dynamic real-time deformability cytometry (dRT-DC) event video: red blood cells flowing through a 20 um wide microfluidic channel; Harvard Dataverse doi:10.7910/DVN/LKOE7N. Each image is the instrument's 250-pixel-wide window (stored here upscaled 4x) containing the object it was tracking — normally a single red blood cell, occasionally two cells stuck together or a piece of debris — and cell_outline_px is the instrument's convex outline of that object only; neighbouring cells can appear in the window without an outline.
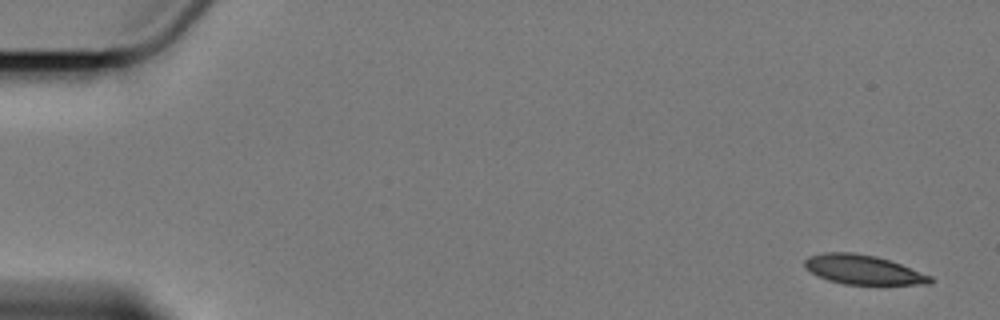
{"species": "Egyptian fruit bat (a non-hibernating species)", "species_latin": "Rousettus aegyptiacus", "temperature_condition": "cold", "stored_images_in_passage": 5, "camera_frame_rate_fps": 3000, "um_per_image_px": 0.085, "animal": {"sex": "female"}, "frame": {"image": 1, "passage_image": 1, "time_ms": 0.0, "image_size_px": [1000, 320], "cell_outline_px": [[936, 280], [932, 284], [844, 284], [828, 280], [812, 272], [804, 264], [804, 260], [808, 256], [824, 252], [852, 252], [876, 256], [900, 264], [932, 276]], "centroid_in_image_um": [73.39, 22.92], "position_along_channel_um": 11.6, "area_um2": 21.33}}
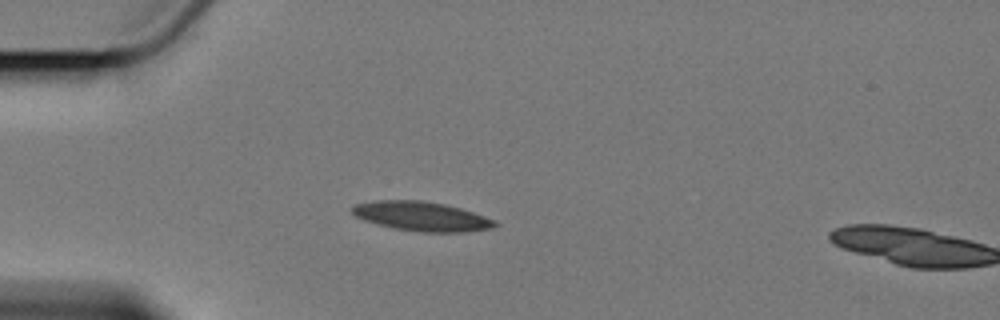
{"frame": {"image": 2, "passage_image": 4, "time_ms": 4.667, "image_size_px": [1000, 320], "cell_outline_px": [[500, 224], [492, 228], [468, 232], [420, 232], [392, 228], [364, 220], [356, 216], [352, 212], [352, 208], [356, 204], [376, 200], [420, 200], [444, 204], [460, 208], [496, 220]], "centroid_in_image_um": [35.87, 18.39], "position_along_channel_um": 49.1, "area_um2": 24.39}}